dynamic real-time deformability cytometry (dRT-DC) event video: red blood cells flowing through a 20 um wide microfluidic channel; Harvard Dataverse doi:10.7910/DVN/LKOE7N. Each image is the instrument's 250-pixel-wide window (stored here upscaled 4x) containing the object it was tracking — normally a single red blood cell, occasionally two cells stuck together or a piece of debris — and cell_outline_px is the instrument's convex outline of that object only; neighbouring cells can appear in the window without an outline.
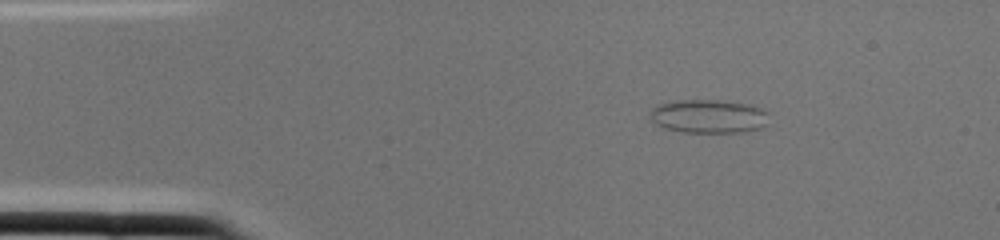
{"species": "common noctule bat (a hibernating species)", "species_latin": "Nyctalus noctula", "temperature_condition": "cold", "stored_images_in_passage": 1, "camera_frame_rate_fps": 3000, "um_per_image_px": 0.085, "animal": {"sex": "female", "body_mass_g": 22.0, "forearm_length_mm": 56.7}, "frame": {"image": 1, "passage_image": 1, "time_ms": 0.0, "image_size_px": [1000, 240], "cell_outline_px": [[768, 124], [760, 128], [744, 132], [684, 132], [664, 128], [656, 124], [652, 120], [652, 108], [656, 104], [676, 100], [724, 100], [752, 104], [768, 112]], "centroid_in_image_um": [60.27, 9.87], "position_along_channel_um": 24.7, "area_um2": 23.52}}